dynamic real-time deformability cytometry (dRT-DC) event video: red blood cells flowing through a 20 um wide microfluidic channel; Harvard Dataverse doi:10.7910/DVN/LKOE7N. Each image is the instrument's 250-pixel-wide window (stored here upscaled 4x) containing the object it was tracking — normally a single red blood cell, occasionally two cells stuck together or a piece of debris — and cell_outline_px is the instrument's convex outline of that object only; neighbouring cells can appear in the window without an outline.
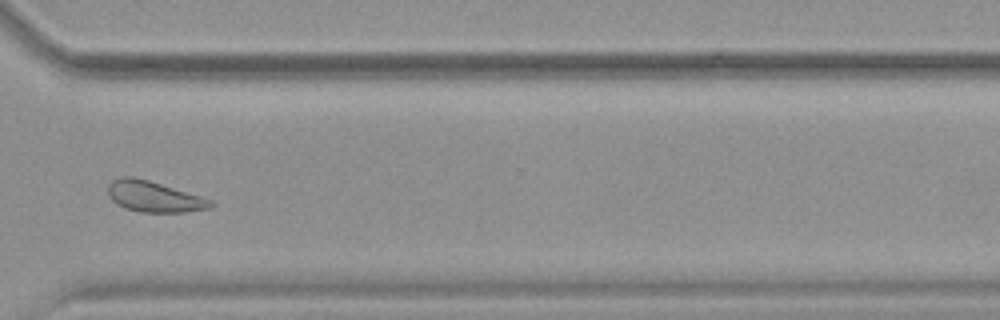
{"species": "common noctule bat (a hibernating species)", "species_latin": "Nyctalus noctula", "temperature_condition": "warm", "stored_images_in_passage": 41, "camera_frame_rate_fps": 3000, "um_per_image_px": 0.085, "animal": {"sex": "female", "body_mass_g": 19.9}, "frame": {"image": 1, "passage_image": 35, "time_ms": 11.333, "image_size_px": [1000, 320], "cell_outline_px": [[216, 204], [212, 208], [184, 212], [140, 212], [124, 208], [116, 204], [108, 196], [108, 184], [112, 180], [124, 176], [132, 176], [148, 180], [200, 196], [212, 200]], "centroid_in_image_um": [13.08, 16.72], "position_along_channel_um": 357.5, "area_um2": 18.5}, "authors_computed_cell_mechanics": {"area_um2": 18.9006, "velocity_mm_per_s": 3.866, "shape_relaxation_time_tau1_ms": 5.1572, "shape_relaxation_time_tau2_ms": 2.6559, "deformation_change_tau1": 0.0815, "deformation_change_tau2": 0.0821}}